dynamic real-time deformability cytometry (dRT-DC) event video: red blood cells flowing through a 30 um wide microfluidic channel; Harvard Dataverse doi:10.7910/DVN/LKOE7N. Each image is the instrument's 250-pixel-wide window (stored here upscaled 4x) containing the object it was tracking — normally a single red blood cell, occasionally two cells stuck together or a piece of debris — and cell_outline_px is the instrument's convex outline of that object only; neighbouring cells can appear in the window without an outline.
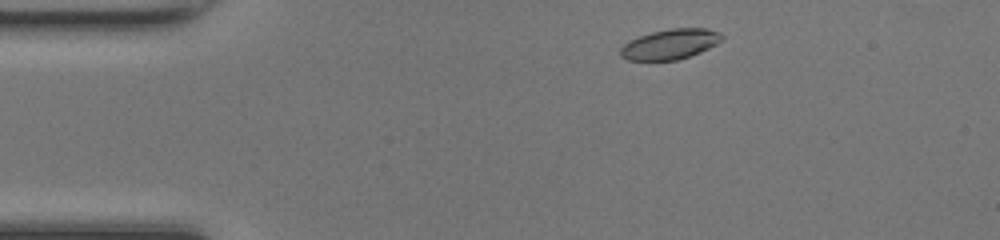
{"species": "common noctule bat (a hibernating species)", "species_latin": "Nyctalus noctula", "temperature_condition": "room temperature", "stored_images_in_passage": 40, "camera_frame_rate_fps": 3000, "um_per_image_px": 0.085, "animal": {"sex": "female", "body_mass_g": 17.0, "forearm_length_mm": 48.0}, "frame": {"image": 1, "passage_image": 3, "time_ms": 0.667, "image_size_px": [1000, 240], "cell_outline_px": [[724, 36], [716, 44], [700, 52], [676, 60], [628, 60], [620, 56], [620, 48], [624, 44], [640, 36], [652, 32], [672, 28], [708, 28], [720, 32]], "centroid_in_image_um": [56.97, 3.75], "position_along_channel_um": 28.0, "area_um2": 17.63}}
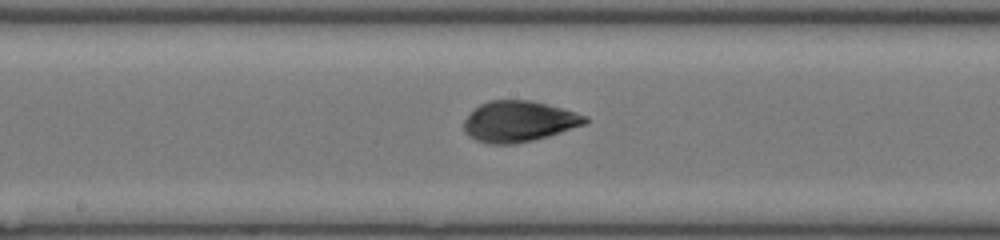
{"frame": {"image": 2, "passage_image": 19, "time_ms": 6.0, "image_size_px": [1000, 240], "cell_outline_px": [[588, 124], [548, 136], [516, 144], [488, 144], [476, 140], [468, 136], [464, 132], [464, 120], [480, 104], [488, 100], [532, 100], [548, 104], [576, 112], [588, 116]], "centroid_in_image_um": [44.13, 10.32], "position_along_channel_um": 204.1, "area_um2": 29.07}}
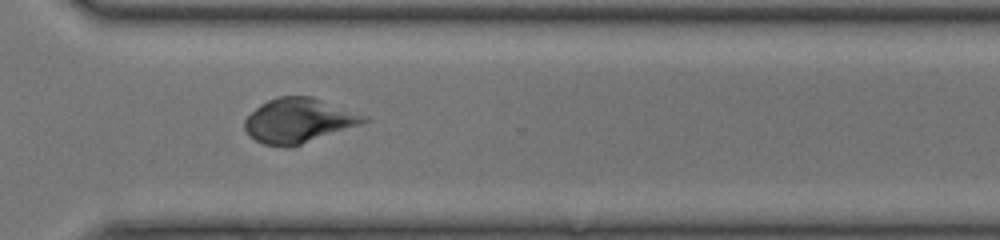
{"frame": {"image": 3, "passage_image": 29, "time_ms": 9.333, "image_size_px": [1000, 240], "cell_outline_px": [[372, 120], [288, 148], [284, 148], [264, 144], [248, 136], [244, 128], [244, 120], [260, 104], [276, 96], [312, 96], [368, 116]], "centroid_in_image_um": [25.36, 10.24], "position_along_channel_um": 345.2, "area_um2": 30.92}, "authors_computed_cell_mechanics": {"area_um2": 28.6688, "velocity_mm_per_s": 4.2438, "shape_relaxation_time_tau1_ms": 2.9764, "shape_relaxation_time_tau2_ms": 1.562, "deformation_change_tau1": 0.1039, "deformation_change_tau2": 0.0541}}